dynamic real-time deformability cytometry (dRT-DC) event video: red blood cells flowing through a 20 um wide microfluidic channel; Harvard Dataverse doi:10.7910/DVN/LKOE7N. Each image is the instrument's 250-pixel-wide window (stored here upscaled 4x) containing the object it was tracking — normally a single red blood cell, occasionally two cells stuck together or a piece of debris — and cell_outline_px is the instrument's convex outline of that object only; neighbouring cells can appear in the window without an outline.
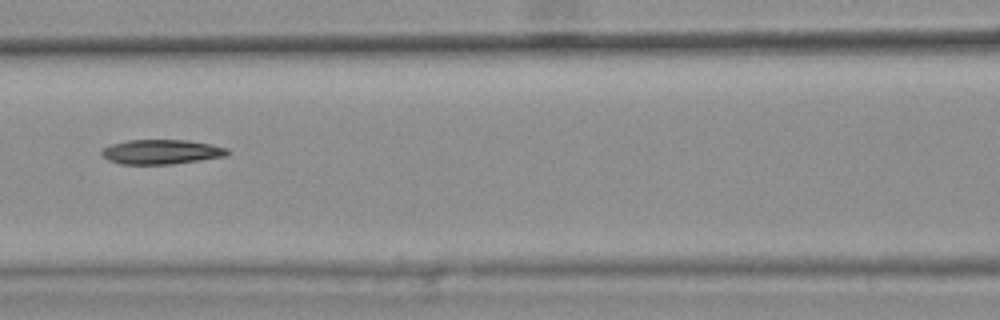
{"species": "common noctule bat (a hibernating species)", "species_latin": "Nyctalus noctula", "temperature_condition": "warm", "stored_images_in_passage": 7, "camera_frame_rate_fps": 3000, "um_per_image_px": 0.085, "animal": {"sex": "female", "body_mass_g": 25.1}, "frame": {"image": 1, "passage_image": 7, "time_ms": 2.0, "image_size_px": [1000, 320], "cell_outline_px": [[232, 152], [224, 156], [200, 160], [172, 164], [120, 164], [108, 160], [100, 152], [104, 148], [112, 144], [128, 140], [188, 140], [212, 144], [228, 148]], "centroid_in_image_um": [13.75, 12.9], "position_along_channel_um": 152.9, "area_um2": 18.03}}